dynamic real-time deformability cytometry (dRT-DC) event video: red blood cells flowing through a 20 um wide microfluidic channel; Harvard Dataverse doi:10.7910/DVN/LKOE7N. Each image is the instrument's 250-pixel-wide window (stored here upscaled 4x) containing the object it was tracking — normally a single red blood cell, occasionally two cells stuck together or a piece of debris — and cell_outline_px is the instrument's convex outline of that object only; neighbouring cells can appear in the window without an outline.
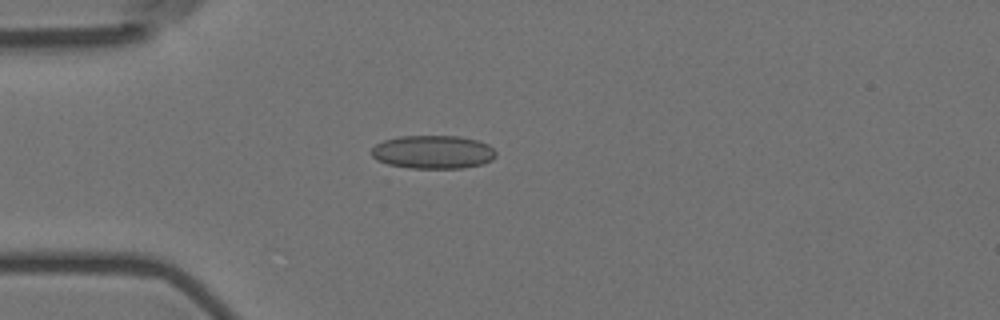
{"species": "Egyptian fruit bat (a non-hibernating species)", "species_latin": "Rousettus aegyptiacus", "temperature_condition": "room temperature", "stored_images_in_passage": 40, "camera_frame_rate_fps": 3000, "um_per_image_px": 0.085, "animal": {"sex": "female"}, "frame": {"image": 1, "passage_image": 7, "time_ms": 2.0, "image_size_px": [1000, 320], "cell_outline_px": [[496, 156], [492, 160], [484, 164], [460, 168], [412, 168], [388, 164], [376, 160], [372, 156], [372, 148], [376, 144], [384, 140], [400, 136], [460, 136], [476, 140], [488, 144], [496, 152]], "centroid_in_image_um": [36.82, 12.92], "position_along_channel_um": 48.2, "area_um2": 24.22}}
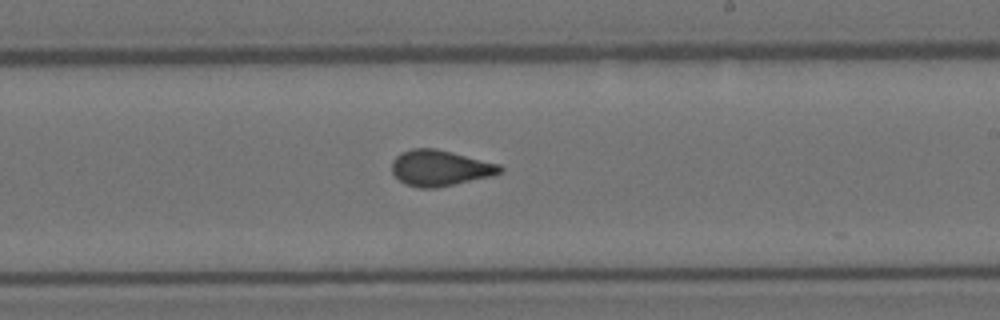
{"frame": {"image": 2, "passage_image": 25, "time_ms": 8.0, "image_size_px": [1000, 320], "cell_outline_px": [[504, 172], [492, 176], [436, 188], [420, 188], [404, 184], [392, 172], [392, 160], [400, 152], [412, 148], [436, 148], [500, 164], [504, 168]], "centroid_in_image_um": [37.41, 14.28], "position_along_channel_um": 251.6, "area_um2": 22.77}}
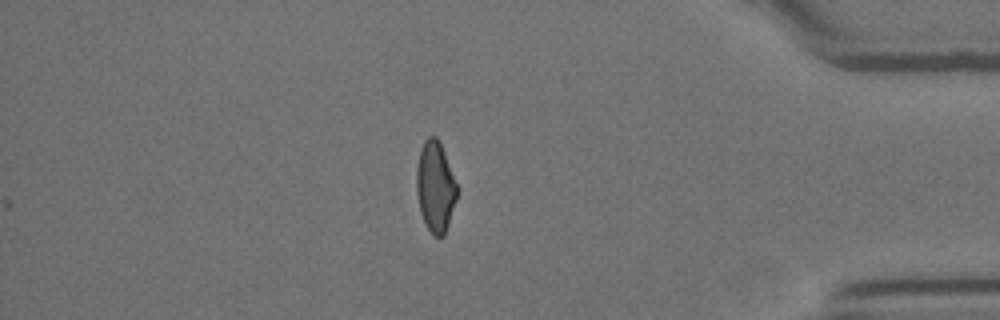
{"frame": {"image": 3, "passage_image": 40, "time_ms": 13.0, "image_size_px": [1000, 320], "cell_outline_px": [[460, 188], [444, 236], [432, 236], [420, 212], [416, 192], [416, 168], [420, 148], [424, 140], [428, 136], [436, 136], [444, 152]], "centroid_in_image_um": [37.01, 15.86], "position_along_channel_um": 398.2, "area_um2": 21.68}, "authors_computed_cell_mechanics": {"area_um2": 22.5131, "velocity_mm_per_s": 3.6214, "shape_relaxation_time_tau1_ms": null, "shape_relaxation_time_tau2_ms": 1.1246, "deformation_change_tau1": null, "deformation_change_tau2": 0.0628}}